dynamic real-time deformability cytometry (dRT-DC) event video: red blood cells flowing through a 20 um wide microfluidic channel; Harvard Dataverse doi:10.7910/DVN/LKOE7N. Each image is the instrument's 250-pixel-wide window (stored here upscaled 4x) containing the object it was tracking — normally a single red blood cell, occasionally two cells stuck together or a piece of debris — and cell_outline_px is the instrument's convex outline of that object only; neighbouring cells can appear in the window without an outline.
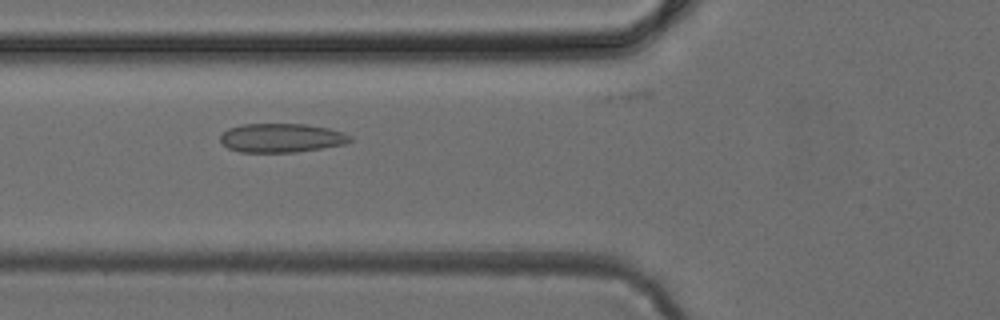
{"species": "common noctule bat (a hibernating species)", "species_latin": "Nyctalus noctula", "temperature_condition": "cold", "stored_images_in_passage": 23, "camera_frame_rate_fps": 3000, "um_per_image_px": 0.085, "animal": {"sex": "female", "body_mass_g": 24.6, "forearm_length_mm": 56.2}, "frame": {"image": 1, "passage_image": 9, "time_ms": 2.667, "image_size_px": [1000, 320], "cell_outline_px": [[352, 140], [344, 144], [296, 152], [240, 152], [228, 148], [220, 140], [220, 136], [228, 128], [240, 124], [304, 124], [328, 128], [344, 132], [352, 136]], "centroid_in_image_um": [23.92, 11.72], "position_along_channel_um": 101.9, "area_um2": 21.85}}
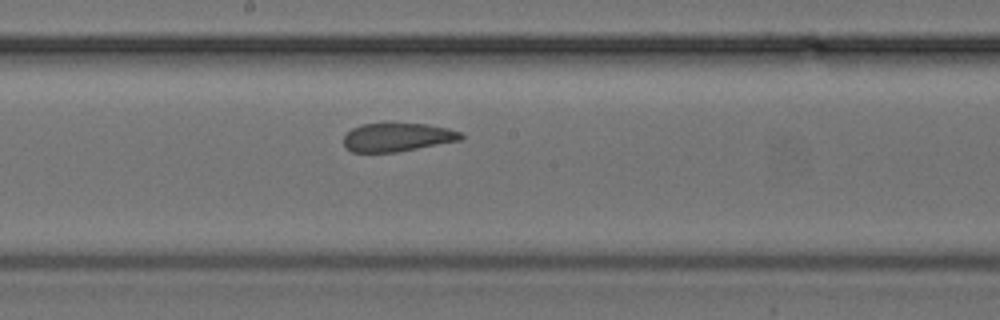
{"frame": {"image": 2, "passage_image": 17, "time_ms": 5.333, "image_size_px": [1000, 320], "cell_outline_px": [[464, 136], [460, 140], [396, 152], [352, 152], [344, 148], [344, 136], [352, 128], [360, 124], [388, 120], [428, 124], [448, 128], [460, 132]], "centroid_in_image_um": [33.72, 11.61], "position_along_channel_um": 214.5, "area_um2": 20.29}}
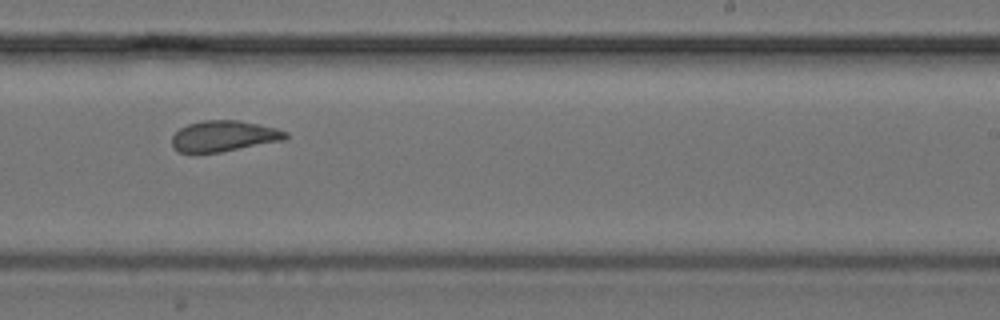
{"frame": {"image": 3, "passage_image": 21, "time_ms": 6.667, "image_size_px": [1000, 320], "cell_outline_px": [[288, 136], [284, 140], [220, 152], [180, 152], [172, 148], [172, 136], [180, 128], [188, 124], [204, 120], [236, 120], [260, 124], [276, 128], [288, 132]], "centroid_in_image_um": [19.03, 11.56], "position_along_channel_um": 270.0, "area_um2": 20.35}}